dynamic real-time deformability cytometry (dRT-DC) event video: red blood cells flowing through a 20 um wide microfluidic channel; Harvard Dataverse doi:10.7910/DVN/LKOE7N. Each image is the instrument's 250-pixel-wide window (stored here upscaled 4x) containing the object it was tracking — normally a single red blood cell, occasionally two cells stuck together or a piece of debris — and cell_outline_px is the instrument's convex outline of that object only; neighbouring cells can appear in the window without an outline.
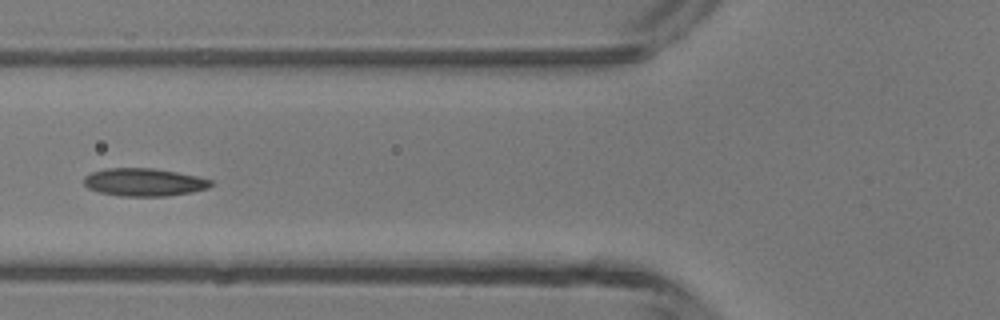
{"species": "common noctule bat (a hibernating species)", "species_latin": "Nyctalus noctula", "temperature_condition": "room temperature", "stored_images_in_passage": 6, "camera_frame_rate_fps": 3000, "um_per_image_px": 0.085, "animal": {"sex": "male", "body_mass_g": 13.3}, "frame": {"image": 1, "passage_image": 6, "time_ms": 6.0, "image_size_px": [1000, 320], "cell_outline_px": [[216, 184], [208, 188], [192, 192], [168, 196], [120, 196], [100, 192], [88, 188], [84, 184], [84, 176], [92, 172], [108, 168], [152, 168], [176, 172], [196, 176], [212, 180]], "centroid_in_image_um": [12.27, 15.49], "position_along_channel_um": 113.5, "area_um2": 20.63}}